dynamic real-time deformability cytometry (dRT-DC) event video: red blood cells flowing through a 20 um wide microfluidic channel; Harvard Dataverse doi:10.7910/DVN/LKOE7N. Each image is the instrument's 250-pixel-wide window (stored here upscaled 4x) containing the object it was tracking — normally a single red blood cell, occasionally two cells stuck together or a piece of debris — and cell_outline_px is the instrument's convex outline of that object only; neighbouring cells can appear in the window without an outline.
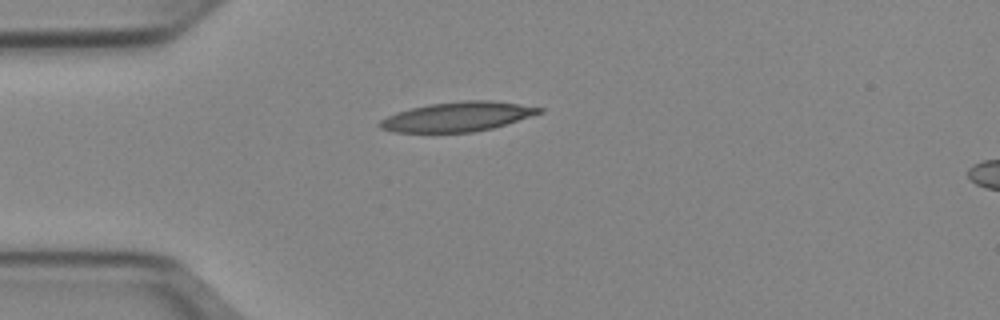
{"species": "Egyptian fruit bat (a non-hibernating species)", "species_latin": "Rousettus aegyptiacus", "temperature_condition": "cold", "stored_images_in_passage": 39, "camera_frame_rate_fps": 3000, "um_per_image_px": 0.085, "animal": {"sex": "female"}, "frame": {"image": 1, "passage_image": 1, "time_ms": 0.0, "image_size_px": [1000, 320], "cell_outline_px": [[544, 112], [492, 128], [472, 132], [392, 132], [380, 128], [376, 124], [380, 120], [396, 112], [428, 104], [468, 100], [488, 100], [520, 104], [544, 108]], "centroid_in_image_um": [38.86, 9.92], "position_along_channel_um": 46.1, "area_um2": 27.28}}
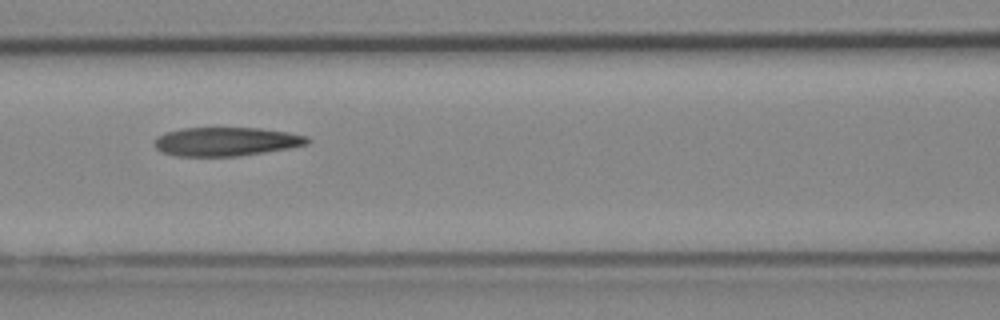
{"frame": {"image": 2, "passage_image": 10, "time_ms": 3.0, "image_size_px": [1000, 320], "cell_outline_px": [[312, 140], [308, 144], [288, 148], [240, 156], [176, 156], [160, 152], [152, 144], [160, 136], [168, 132], [180, 128], [260, 128], [288, 132], [308, 136]], "centroid_in_image_um": [19.24, 12.04], "position_along_channel_um": 147.4, "area_um2": 25.66}}
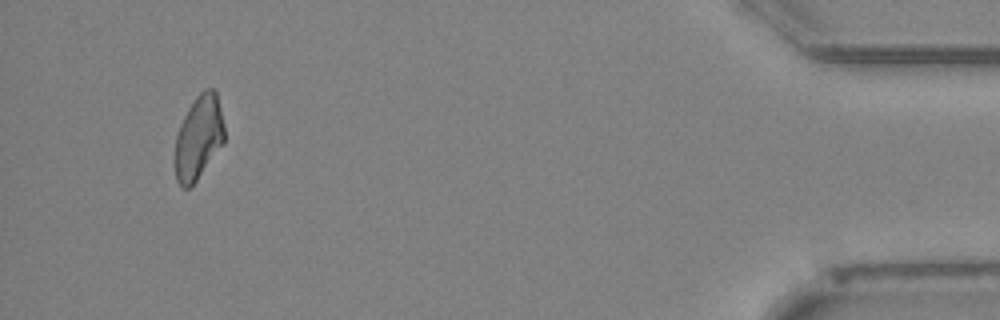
{"frame": {"image": 3, "passage_image": 36, "time_ms": 11.667, "image_size_px": [1000, 320], "cell_outline_px": [[224, 144], [196, 180], [188, 188], [180, 188], [176, 180], [176, 136], [180, 124], [188, 108], [196, 96], [204, 88], [216, 88], [224, 124]], "centroid_in_image_um": [16.9, 11.65], "position_along_channel_um": 418.3, "area_um2": 24.16}, "authors_computed_cell_mechanics": {"area_um2": 26.1834, "velocity_mm_per_s": 3.9523, "shape_relaxation_time_tau1_ms": 8.8474, "shape_relaxation_time_tau2_ms": 3.7953, "deformation_change_tau1": 0.2066, "deformation_change_tau2": 0.1334}}